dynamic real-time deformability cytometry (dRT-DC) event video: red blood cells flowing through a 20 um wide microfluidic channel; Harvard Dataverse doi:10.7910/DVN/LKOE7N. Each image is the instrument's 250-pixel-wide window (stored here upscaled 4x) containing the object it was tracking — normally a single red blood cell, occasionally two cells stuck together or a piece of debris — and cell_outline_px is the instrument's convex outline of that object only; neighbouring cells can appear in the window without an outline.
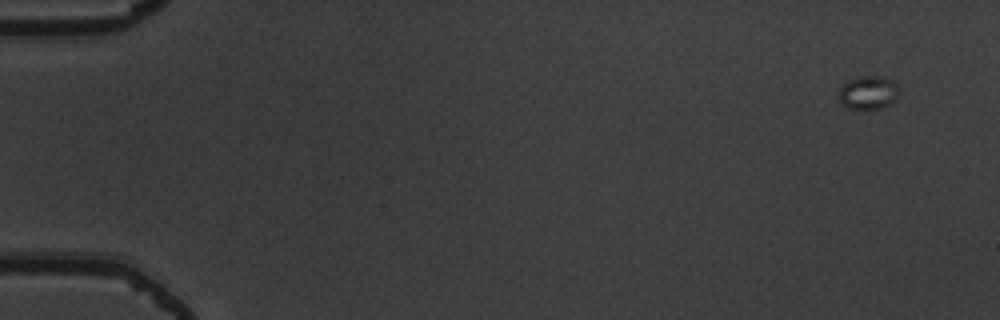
{"species": "common noctule bat (a hibernating species)", "species_latin": "Nyctalus noctula", "temperature_condition": "warm", "stored_images_in_passage": 7, "camera_frame_rate_fps": 3000, "um_per_image_px": 0.085, "animal": {"sex": "male", "body_mass_g": 19.5, "forearm_length_mm": 54.6}, "frame": {"image": 1, "passage_image": 1, "time_ms": 0.0, "image_size_px": [1000, 320], "cell_outline_px": [[900, 96], [896, 100], [880, 108], [848, 108], [840, 104], [836, 96], [840, 88], [848, 80], [860, 76], [884, 76], [892, 80], [896, 84], [900, 92]], "centroid_in_image_um": [73.79, 7.86], "position_along_channel_um": 11.2, "area_um2": 11.96}}
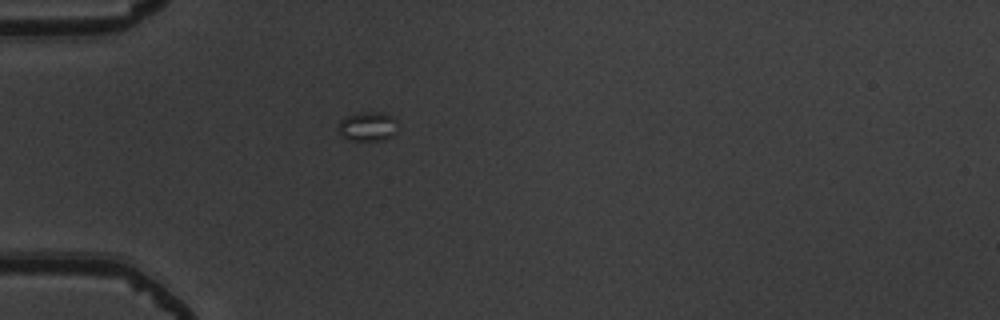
{"frame": {"image": 2, "passage_image": 5, "time_ms": 1.333, "image_size_px": [1000, 320], "cell_outline_px": [[396, 132], [392, 136], [384, 140], [348, 140], [340, 136], [340, 120], [344, 116], [356, 112], [384, 112], [392, 116], [396, 120]], "centroid_in_image_um": [31.25, 10.73], "position_along_channel_um": 53.7, "area_um2": 10.29}}